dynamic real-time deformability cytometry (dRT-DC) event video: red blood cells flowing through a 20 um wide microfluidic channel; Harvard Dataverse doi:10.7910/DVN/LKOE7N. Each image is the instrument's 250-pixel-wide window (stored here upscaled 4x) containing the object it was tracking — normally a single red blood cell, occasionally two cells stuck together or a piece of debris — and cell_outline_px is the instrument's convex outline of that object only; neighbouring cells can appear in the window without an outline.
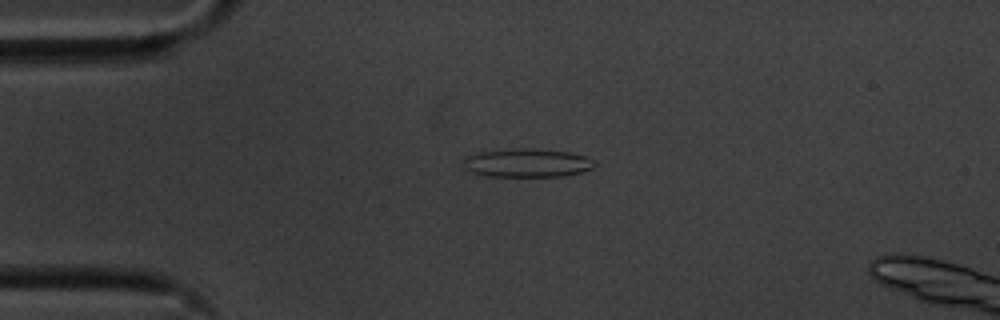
{"species": "common noctule bat (a hibernating species)", "species_latin": "Nyctalus noctula", "temperature_condition": "cold", "stored_images_in_passage": 51, "camera_frame_rate_fps": 3000, "um_per_image_px": 0.085, "animal": {"sex": "male", "body_mass_g": 20.1, "forearm_length_mm": 53.5}, "frame": {"image": 1, "passage_image": 8, "time_ms": 2.333, "image_size_px": [1000, 320], "cell_outline_px": [[596, 164], [592, 168], [580, 172], [564, 176], [484, 176], [472, 172], [468, 168], [464, 160], [464, 156], [480, 152], [520, 148], [536, 148], [568, 152], [584, 156], [596, 160]], "centroid_in_image_um": [44.85, 13.84], "position_along_channel_um": 40.2, "area_um2": 21.68}}
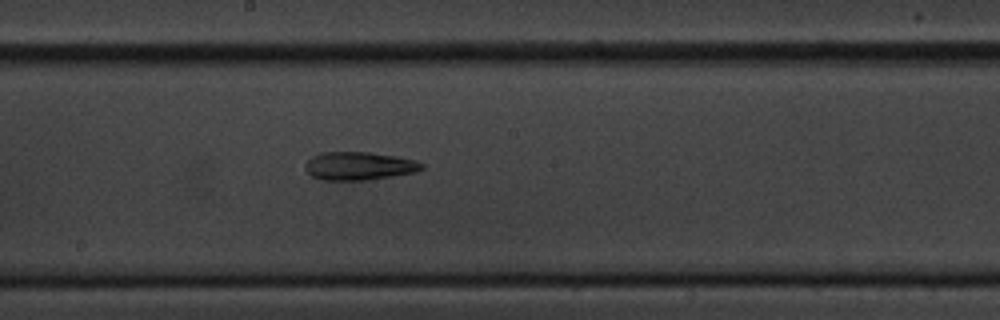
{"frame": {"image": 2, "passage_image": 25, "time_ms": 8.0, "image_size_px": [1000, 320], "cell_outline_px": [[424, 168], [416, 172], [368, 180], [320, 180], [312, 176], [304, 168], [304, 164], [312, 156], [320, 152], [368, 152], [396, 156], [416, 160], [424, 164]], "centroid_in_image_um": [30.51, 14.1], "position_along_channel_um": 217.7, "area_um2": 19.31}}
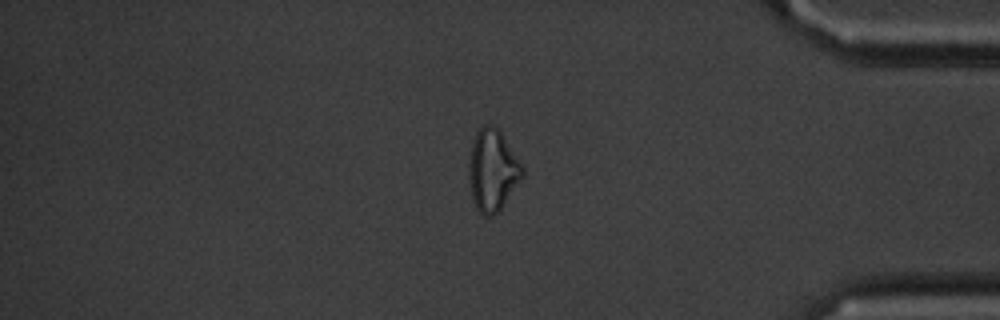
{"frame": {"image": 3, "passage_image": 42, "time_ms": 13.667, "image_size_px": [1000, 320], "cell_outline_px": [[524, 176], [504, 204], [492, 216], [484, 216], [476, 208], [472, 200], [468, 176], [468, 160], [472, 144], [476, 132], [484, 124], [492, 124], [500, 128], [524, 168]], "centroid_in_image_um": [41.86, 14.44], "position_along_channel_um": 393.3, "area_um2": 25.84}, "authors_computed_cell_mechanics": {"area_um2": 20.4612, "velocity_mm_per_s": 3.5628, "shape_relaxation_time_tau1_ms": null, "shape_relaxation_time_tau2_ms": 3.7533, "deformation_change_tau1": null, "deformation_change_tau2": 0.1479}}